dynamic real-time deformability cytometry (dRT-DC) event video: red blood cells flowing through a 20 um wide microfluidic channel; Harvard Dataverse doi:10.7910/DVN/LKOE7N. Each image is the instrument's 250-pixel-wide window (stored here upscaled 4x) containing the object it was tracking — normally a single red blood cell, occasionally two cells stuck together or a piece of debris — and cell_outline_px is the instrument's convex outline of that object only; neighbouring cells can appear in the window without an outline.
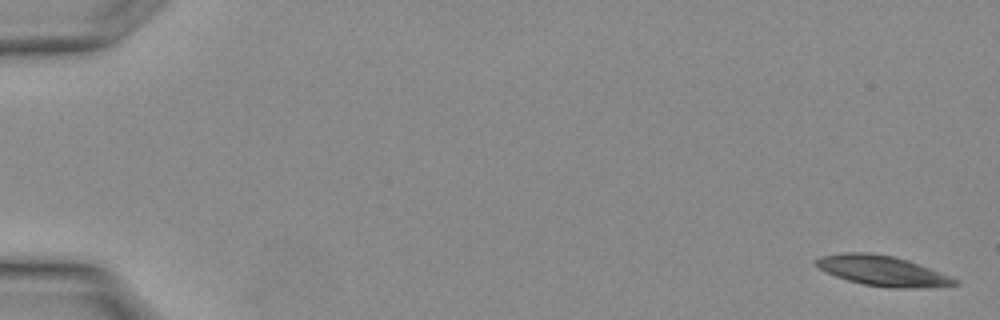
{"species": "Egyptian fruit bat (a non-hibernating species)", "species_latin": "Rousettus aegyptiacus", "temperature_condition": "warm", "stored_images_in_passage": 6, "camera_frame_rate_fps": 3000, "um_per_image_px": 0.085, "animal": {"sex": "female"}, "frame": {"image": 1, "passage_image": 1, "time_ms": 0.0, "image_size_px": [1000, 320], "cell_outline_px": [[960, 284], [916, 288], [892, 288], [864, 284], [848, 280], [836, 276], [820, 268], [812, 260], [820, 256], [844, 252], [868, 252], [892, 256], [908, 260], [940, 272], [960, 280]], "centroid_in_image_um": [75.01, 23.01], "position_along_channel_um": 10.0, "area_um2": 24.22}}